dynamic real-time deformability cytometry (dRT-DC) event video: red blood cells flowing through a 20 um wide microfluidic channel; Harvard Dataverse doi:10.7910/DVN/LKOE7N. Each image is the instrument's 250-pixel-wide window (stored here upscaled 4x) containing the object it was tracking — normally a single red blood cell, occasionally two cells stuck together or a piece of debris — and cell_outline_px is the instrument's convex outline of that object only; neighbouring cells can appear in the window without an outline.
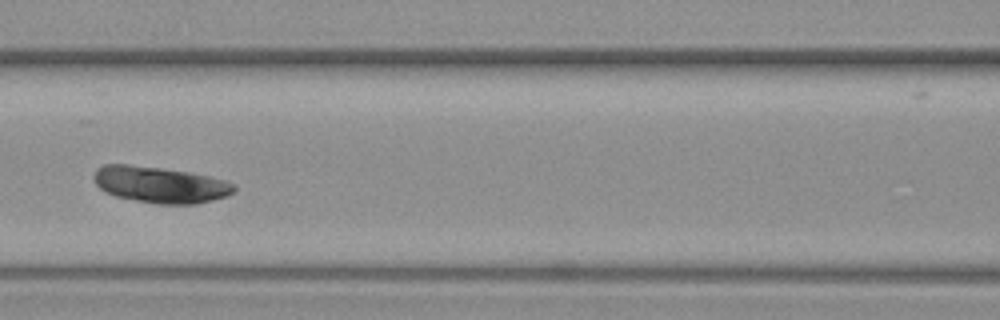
{"species": "common noctule bat (a hibernating species)", "species_latin": "Nyctalus noctula", "temperature_condition": "warm", "stored_images_in_passage": 7, "camera_frame_rate_fps": 3000, "um_per_image_px": 0.085, "animal": {"sex": "female", "body_mass_g": 19.3, "forearm_length_mm": 54.1}, "frame": {"image": 1, "passage_image": 5, "time_ms": 6.333, "image_size_px": [1000, 320], "cell_outline_px": [[236, 192], [228, 196], [196, 204], [156, 204], [116, 196], [104, 192], [96, 184], [92, 176], [96, 168], [104, 164], [128, 164], [160, 168], [188, 172], [208, 176], [224, 180], [236, 184]], "centroid_in_image_um": [13.61, 15.7], "position_along_channel_um": 153.0, "area_um2": 29.82}}
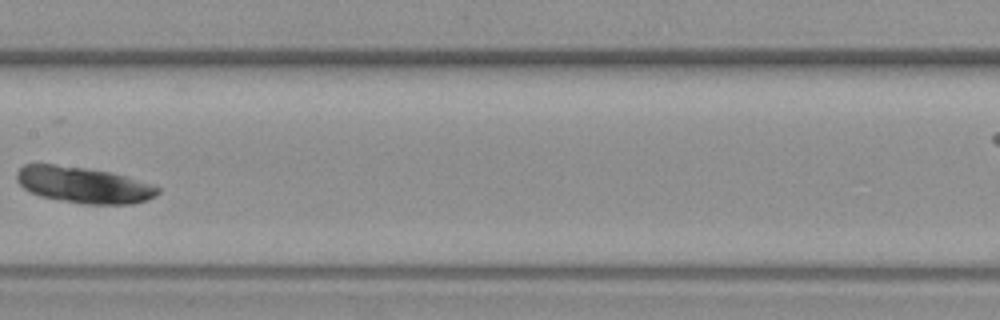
{"frame": {"image": 2, "passage_image": 6, "time_ms": 7.667, "image_size_px": [1000, 320], "cell_outline_px": [[160, 192], [156, 196], [148, 200], [132, 204], [80, 204], [40, 196], [24, 188], [16, 180], [16, 172], [24, 164], [56, 164], [84, 168], [108, 172], [156, 184], [160, 188]], "centroid_in_image_um": [7.14, 15.73], "position_along_channel_um": 200.3, "area_um2": 29.88}}
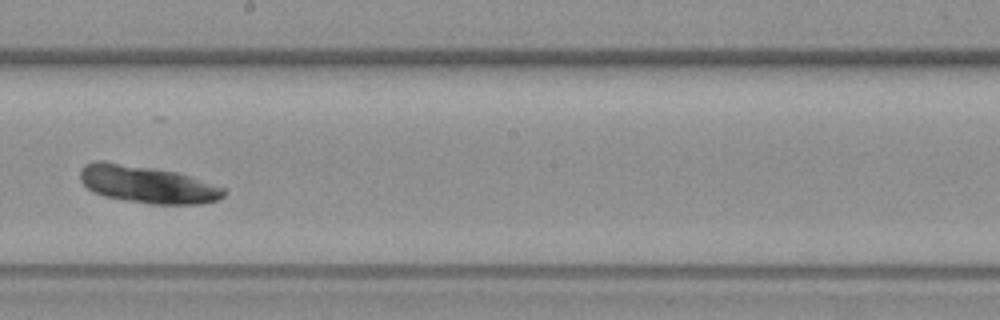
{"frame": {"image": 3, "passage_image": 7, "time_ms": 8.667, "image_size_px": [1000, 320], "cell_outline_px": [[224, 196], [220, 200], [200, 204], [152, 204], [104, 196], [92, 192], [80, 180], [80, 168], [84, 164], [92, 160], [104, 160], [176, 172], [224, 188]], "centroid_in_image_um": [12.46, 15.66], "position_along_channel_um": 235.7, "area_um2": 31.15}}